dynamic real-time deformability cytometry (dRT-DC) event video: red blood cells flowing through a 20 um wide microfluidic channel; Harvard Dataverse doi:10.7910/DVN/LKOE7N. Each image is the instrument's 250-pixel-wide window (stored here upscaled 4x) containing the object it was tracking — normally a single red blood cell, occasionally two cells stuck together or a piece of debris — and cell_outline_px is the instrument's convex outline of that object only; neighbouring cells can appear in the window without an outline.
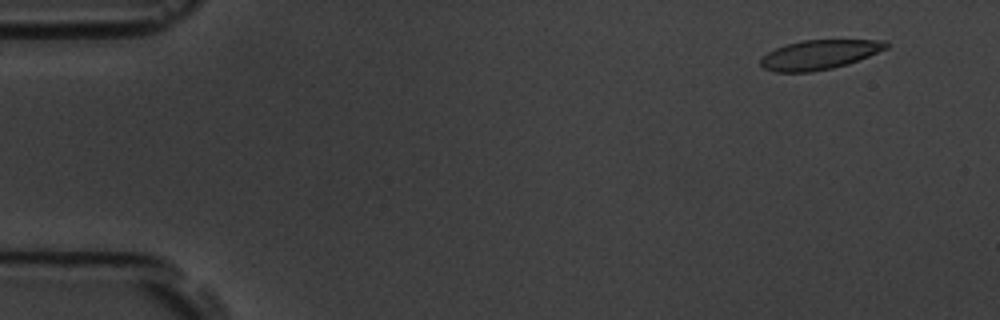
{"species": "common noctule bat (a hibernating species)", "species_latin": "Nyctalus noctula", "temperature_condition": "room temperature", "stored_images_in_passage": 10, "camera_frame_rate_fps": 3000, "um_per_image_px": 0.085, "animal": {"sex": "male", "body_mass_g": 19.5, "forearm_length_mm": 54.6}, "frame": {"image": 1, "passage_image": 2, "time_ms": 1.333, "image_size_px": [1000, 320], "cell_outline_px": [[888, 48], [848, 64], [832, 68], [812, 72], [776, 72], [764, 68], [760, 64], [760, 60], [768, 52], [784, 44], [804, 40], [888, 40]], "centroid_in_image_um": [69.65, 4.64], "position_along_channel_um": 15.4, "area_um2": 21.5}}
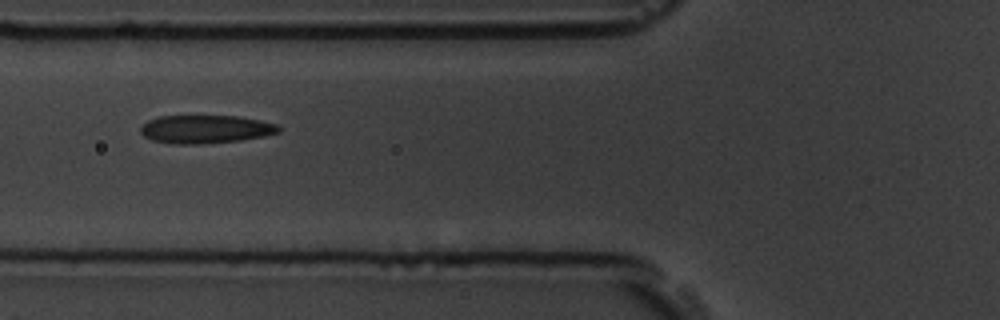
{"frame": {"image": 2, "passage_image": 7, "time_ms": 7.0, "image_size_px": [1000, 320], "cell_outline_px": [[280, 132], [264, 136], [240, 140], [204, 144], [176, 144], [152, 140], [144, 136], [140, 132], [140, 128], [148, 120], [160, 116], [240, 116], [260, 120], [276, 124], [280, 128]], "centroid_in_image_um": [17.47, 10.98], "position_along_channel_um": 108.3, "area_um2": 22.72}}
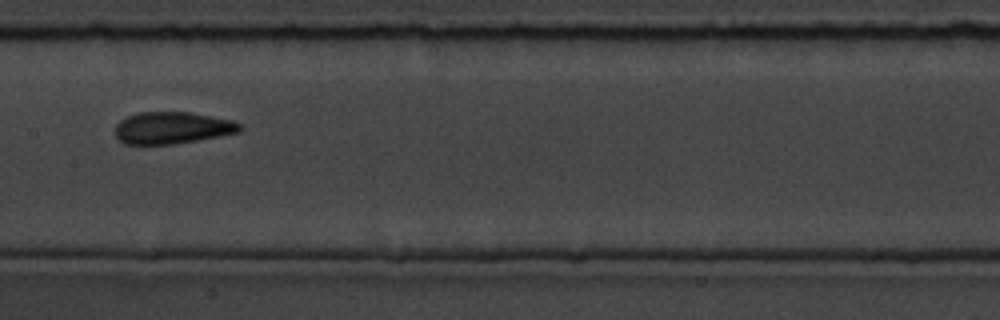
{"frame": {"image": 3, "passage_image": 9, "time_ms": 9.333, "image_size_px": [1000, 320], "cell_outline_px": [[244, 128], [240, 132], [220, 136], [172, 144], [124, 144], [116, 136], [116, 124], [120, 120], [128, 116], [140, 112], [188, 112], [232, 120], [240, 124]], "centroid_in_image_um": [14.65, 10.87], "position_along_channel_um": 192.8, "area_um2": 23.06}}